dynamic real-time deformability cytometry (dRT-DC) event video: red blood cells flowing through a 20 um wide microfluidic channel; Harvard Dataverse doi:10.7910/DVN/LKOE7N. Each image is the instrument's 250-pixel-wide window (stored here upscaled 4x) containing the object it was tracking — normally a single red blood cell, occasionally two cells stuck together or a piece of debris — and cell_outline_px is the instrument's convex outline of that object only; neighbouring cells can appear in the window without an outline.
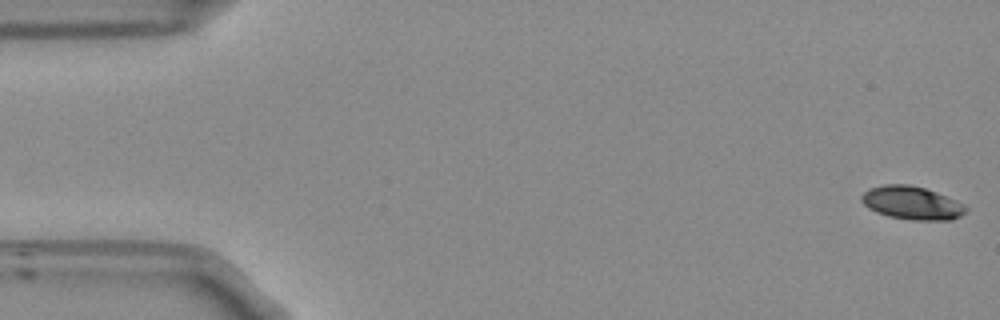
{"species": "Egyptian fruit bat (a non-hibernating species)", "species_latin": "Rousettus aegyptiacus", "temperature_condition": "room temperature", "stored_images_in_passage": 53, "camera_frame_rate_fps": 3000, "um_per_image_px": 0.085, "frame": {"image": 1, "passage_image": 1, "time_ms": 0.0, "image_size_px": [1000, 320], "cell_outline_px": [[968, 208], [960, 216], [952, 220], [912, 220], [888, 216], [876, 212], [868, 208], [860, 200], [860, 196], [868, 188], [884, 184], [908, 184], [924, 188], [936, 192], [964, 204]], "centroid_in_image_um": [77.47, 17.24], "position_along_channel_um": 7.5, "area_um2": 20.23}}
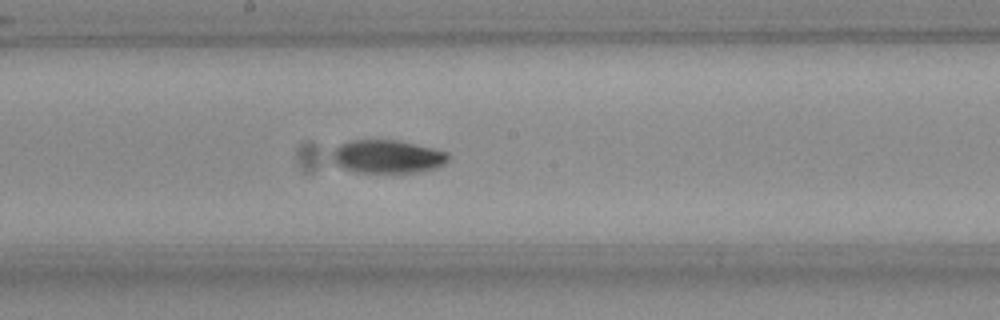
{"frame": {"image": 2, "passage_image": 28, "time_ms": 9.0, "image_size_px": [1000, 320], "cell_outline_px": [[452, 160], [436, 168], [424, 172], [356, 172], [344, 168], [336, 164], [332, 160], [332, 152], [340, 144], [352, 140], [392, 140], [432, 148], [448, 152], [452, 156]], "centroid_in_image_um": [32.98, 13.32], "position_along_channel_um": 215.2, "area_um2": 22.48}}
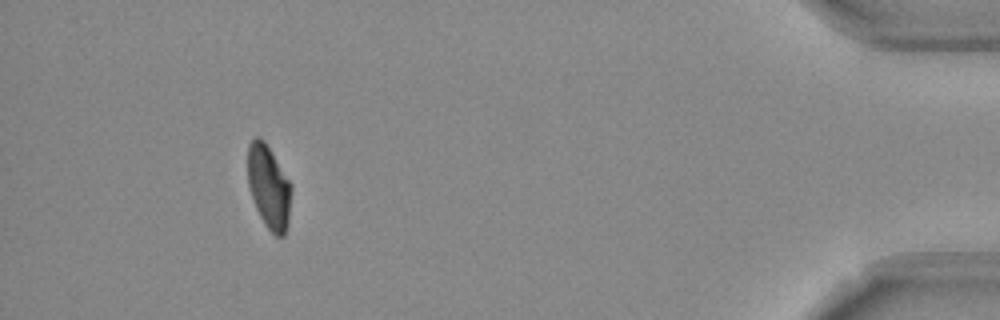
{"frame": {"image": 3, "passage_image": 49, "time_ms": 16.0, "image_size_px": [1000, 320], "cell_outline_px": [[292, 188], [288, 220], [284, 236], [276, 236], [264, 224], [256, 208], [248, 184], [248, 144], [256, 136], [260, 136], [264, 140], [292, 184]], "centroid_in_image_um": [22.85, 15.87], "position_along_channel_um": 412.4, "area_um2": 21.1}, "authors_computed_cell_mechanics": {"area_um2": 21.5594, "velocity_mm_per_s": 3.7849, "shape_relaxation_time_tau1_ms": 5.7526, "shape_relaxation_time_tau2_ms": null, "deformation_change_tau1": 0.1565, "deformation_change_tau2": null}}